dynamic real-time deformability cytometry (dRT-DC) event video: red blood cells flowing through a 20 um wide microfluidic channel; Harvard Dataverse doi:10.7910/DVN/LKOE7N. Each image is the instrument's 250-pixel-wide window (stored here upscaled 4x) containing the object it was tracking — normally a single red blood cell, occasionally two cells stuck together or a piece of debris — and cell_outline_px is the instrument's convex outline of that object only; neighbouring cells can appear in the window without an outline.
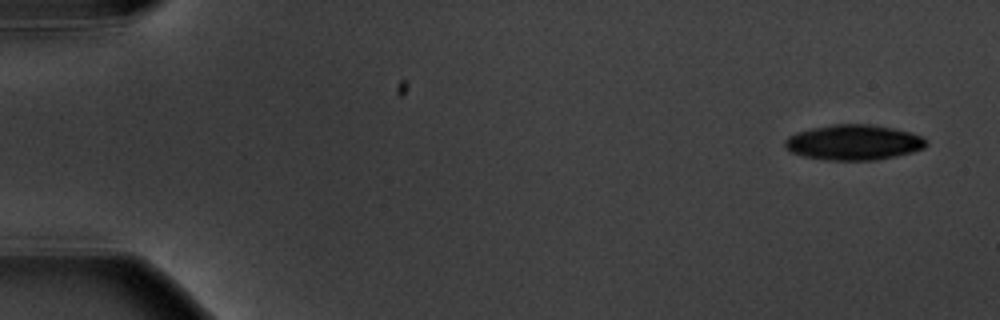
{"species": "common noctule bat (a hibernating species)", "species_latin": "Nyctalus noctula", "temperature_condition": "warm", "stored_images_in_passage": 6, "camera_frame_rate_fps": 3000, "um_per_image_px": 0.085, "animal": {"sex": "male", "body_mass_g": 20.1, "forearm_length_mm": 53.5}, "frame": {"image": 1, "passage_image": 1, "time_ms": 0.0, "image_size_px": [1000, 320], "cell_outline_px": [[928, 144], [924, 148], [912, 152], [896, 156], [876, 160], [824, 160], [804, 156], [792, 152], [784, 148], [784, 140], [788, 136], [796, 132], [812, 128], [832, 124], [872, 124], [912, 132], [928, 140]], "centroid_in_image_um": [72.56, 12.1], "position_along_channel_um": 12.4, "area_um2": 29.3}}
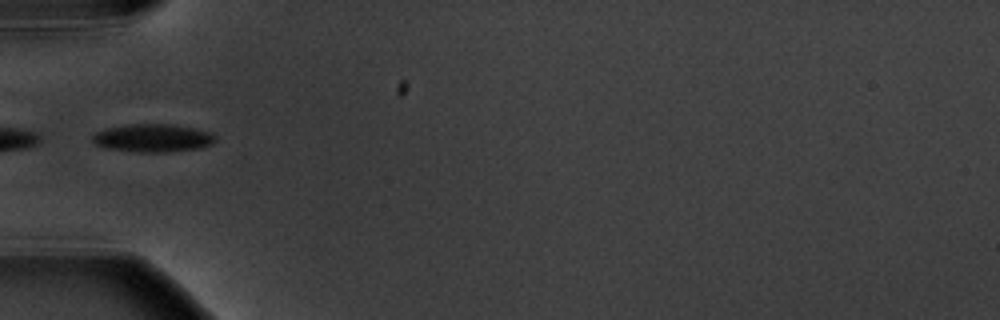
{"frame": {"image": 2, "passage_image": 6, "time_ms": 5.667, "image_size_px": [1000, 320], "cell_outline_px": [[216, 140], [212, 144], [200, 148], [168, 152], [136, 152], [104, 148], [96, 144], [92, 140], [92, 136], [96, 132], [104, 128], [128, 124], [172, 124], [212, 132], [216, 136]], "centroid_in_image_um": [12.99, 11.73], "position_along_channel_um": 72.0, "area_um2": 20.29}}